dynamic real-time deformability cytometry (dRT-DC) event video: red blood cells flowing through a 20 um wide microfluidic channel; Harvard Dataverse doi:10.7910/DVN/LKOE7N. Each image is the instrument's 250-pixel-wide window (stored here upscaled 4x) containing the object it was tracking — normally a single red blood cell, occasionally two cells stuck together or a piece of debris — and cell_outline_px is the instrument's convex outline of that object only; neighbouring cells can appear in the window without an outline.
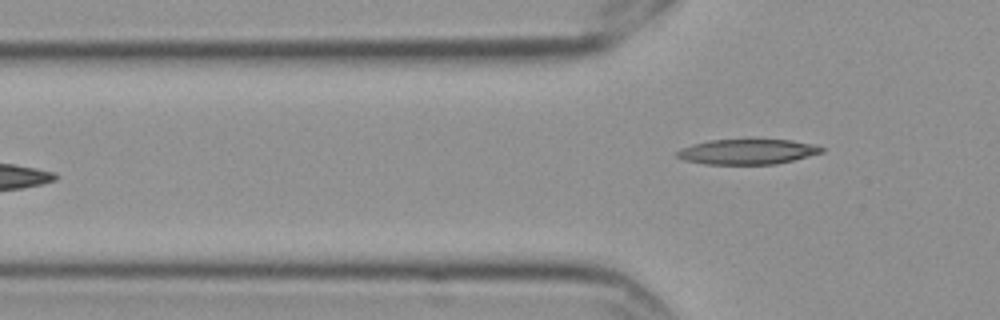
{"species": "Egyptian fruit bat (a non-hibernating species)", "species_latin": "Rousettus aegyptiacus", "temperature_condition": "cold", "stored_images_in_passage": 6, "segment_of_instrument_passage": [2, 2], "camera_frame_rate_fps": 3000, "um_per_image_px": 0.085, "frame": {"image": 1, "passage_image": 6, "time_ms": 1.667, "image_size_px": [1000, 320], "cell_outline_px": [[824, 152], [776, 164], [704, 164], [684, 160], [676, 156], [676, 152], [680, 148], [692, 144], [708, 140], [792, 140], [812, 144], [824, 148]], "centroid_in_image_um": [63.49, 12.9], "position_along_channel_um": 62.3, "area_um2": 21.1}}